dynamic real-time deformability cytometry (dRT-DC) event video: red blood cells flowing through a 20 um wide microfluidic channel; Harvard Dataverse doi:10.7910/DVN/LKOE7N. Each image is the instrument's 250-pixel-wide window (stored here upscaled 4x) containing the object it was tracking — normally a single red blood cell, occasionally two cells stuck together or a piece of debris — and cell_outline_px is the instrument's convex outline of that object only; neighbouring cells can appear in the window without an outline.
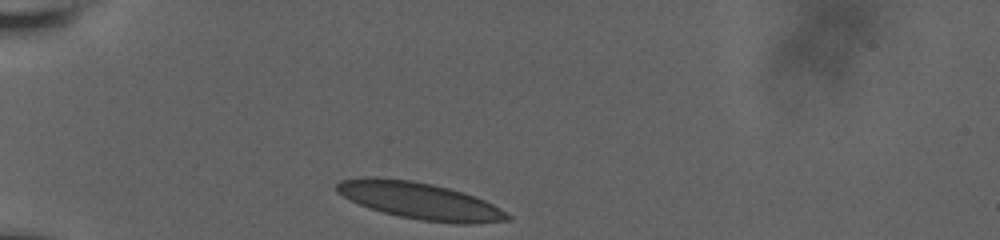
{"species": "human", "species_latin": "Homo sapiens", "temperature_condition": "room temperature", "stored_images_in_passage": 33, "camera_frame_rate_fps": 3000, "um_per_image_px": 0.085, "donor": {"sex": "male"}, "frame": {"image": 1, "passage_image": 1, "time_ms": 0.0, "image_size_px": [1000, 240], "cell_outline_px": [[512, 220], [472, 224], [456, 224], [420, 220], [400, 216], [368, 208], [336, 192], [336, 184], [340, 180], [364, 176], [372, 176], [412, 180], [432, 184], [464, 192], [484, 200], [500, 208], [512, 216]], "centroid_in_image_um": [35.7, 17.06], "position_along_channel_um": 49.3, "area_um2": 36.76}}
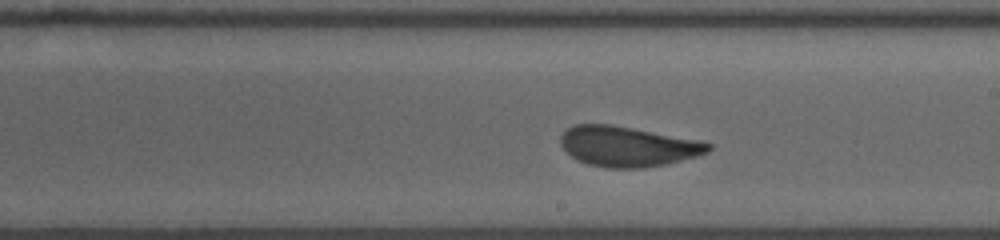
{"frame": {"image": 2, "passage_image": 19, "time_ms": 6.0, "image_size_px": [1000, 240], "cell_outline_px": [[712, 148], [708, 152], [696, 156], [668, 164], [644, 168], [604, 168], [588, 164], [576, 160], [560, 144], [560, 136], [568, 128], [576, 124], [612, 124], [700, 140], [712, 144]], "centroid_in_image_um": [53.37, 12.45], "position_along_channel_um": 235.6, "area_um2": 34.8}}
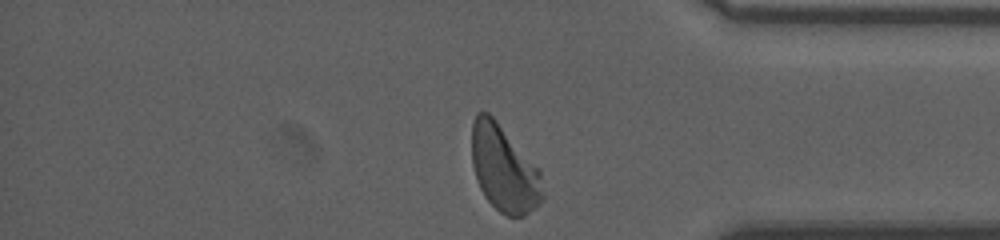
{"frame": {"image": 3, "passage_image": 33, "time_ms": 10.667, "image_size_px": [1000, 240], "cell_outline_px": [[544, 200], [524, 216], [508, 216], [500, 212], [484, 196], [476, 180], [472, 164], [472, 124], [476, 112], [488, 112], [496, 120], [540, 168], [544, 192]], "centroid_in_image_um": [42.86, 14.34], "position_along_channel_um": 392.3, "area_um2": 36.01}, "authors_computed_cell_mechanics": {"area_um2": 35.3158, "velocity_mm_per_s": 3.6158, "shape_relaxation_time_tau1_ms": 4.7718, "shape_relaxation_time_tau2_ms": 0.8747, "deformation_change_tau1": 0.1381, "deformation_change_tau2": 0.0624}}